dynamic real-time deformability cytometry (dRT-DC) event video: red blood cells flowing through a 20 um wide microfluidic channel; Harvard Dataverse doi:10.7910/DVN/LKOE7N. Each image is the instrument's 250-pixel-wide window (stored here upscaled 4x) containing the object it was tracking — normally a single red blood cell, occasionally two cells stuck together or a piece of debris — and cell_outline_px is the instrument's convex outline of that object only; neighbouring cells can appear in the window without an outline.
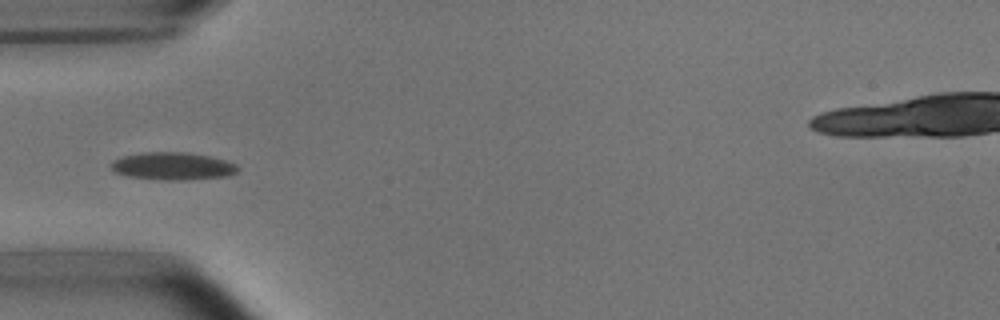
{"species": "common noctule bat (a hibernating species)", "species_latin": "Nyctalus noctula", "temperature_condition": "room temperature", "stored_images_in_passage": 4, "camera_frame_rate_fps": 3000, "um_per_image_px": 0.085, "animal": {"sex": "male", "body_mass_g": 15.6}, "frame": {"image": 1, "passage_image": 1, "time_ms": 0.0, "image_size_px": [1000, 320], "cell_outline_px": [[240, 168], [236, 172], [228, 176], [188, 180], [164, 180], [128, 176], [116, 172], [112, 168], [112, 160], [124, 156], [144, 152], [184, 152], [208, 156], [228, 160], [236, 164]], "centroid_in_image_um": [14.73, 14.12], "position_along_channel_um": 70.3, "area_um2": 20.35}}
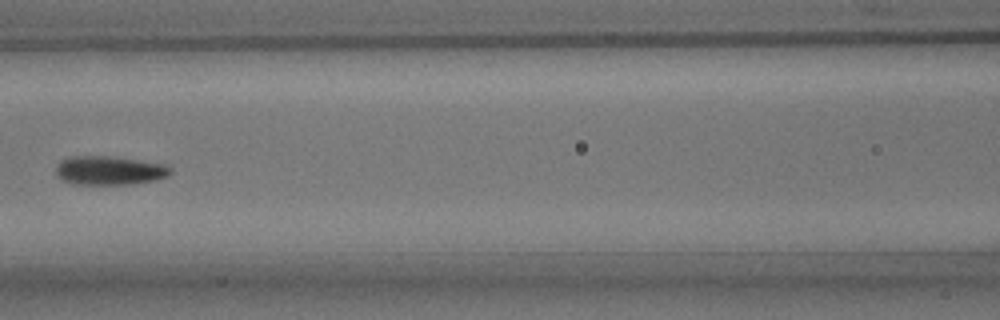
{"frame": {"image": 2, "passage_image": 3, "time_ms": 2.333, "image_size_px": [1000, 320], "cell_outline_px": [[172, 172], [168, 176], [156, 180], [132, 184], [72, 184], [60, 180], [56, 176], [56, 164], [60, 160], [68, 156], [112, 156], [168, 164], [172, 168]], "centroid_in_image_um": [9.29, 14.48], "position_along_channel_um": 157.3, "area_um2": 19.77}}
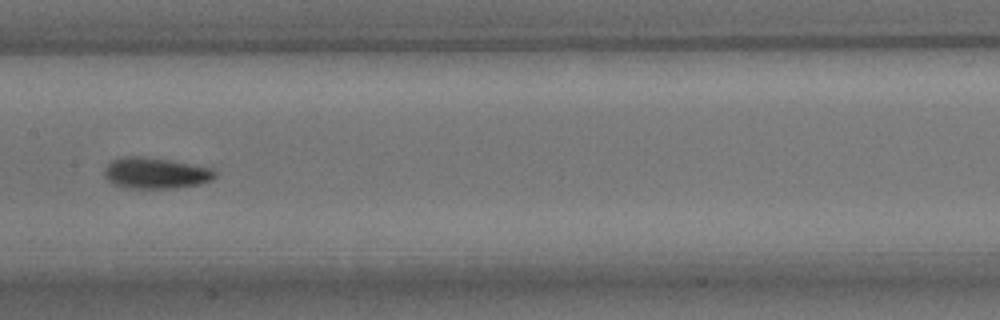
{"frame": {"image": 3, "passage_image": 4, "time_ms": 3.333, "image_size_px": [1000, 320], "cell_outline_px": [[216, 176], [212, 180], [200, 184], [176, 188], [128, 188], [112, 184], [104, 176], [104, 168], [112, 160], [120, 156], [144, 156], [168, 160], [212, 168], [216, 172]], "centroid_in_image_um": [13.2, 14.71], "position_along_channel_um": 194.2, "area_um2": 20.17}}